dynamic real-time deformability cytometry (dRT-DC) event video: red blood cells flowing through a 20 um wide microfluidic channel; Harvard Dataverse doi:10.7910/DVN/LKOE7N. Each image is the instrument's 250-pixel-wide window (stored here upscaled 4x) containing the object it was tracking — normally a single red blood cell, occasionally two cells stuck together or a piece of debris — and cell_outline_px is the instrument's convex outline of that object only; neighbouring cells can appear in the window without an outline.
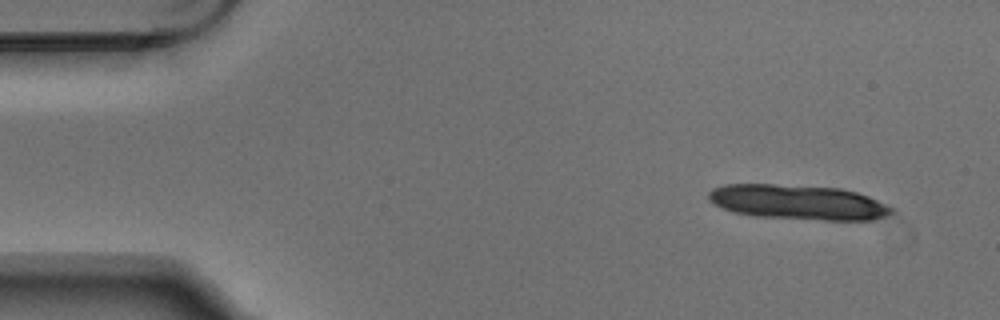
{"species": "Egyptian fruit bat (a non-hibernating species)", "species_latin": "Rousettus aegyptiacus", "temperature_condition": "warm", "stored_images_in_passage": 4, "camera_frame_rate_fps": 3000, "um_per_image_px": 0.085, "animal": {"sex": "male"}, "frame": {"image": 1, "passage_image": 1, "time_ms": 0.0, "image_size_px": [1000, 320], "cell_outline_px": [[896, 212], [888, 216], [872, 220], [824, 220], [756, 216], [732, 212], [708, 200], [708, 192], [712, 188], [724, 184], [772, 184], [840, 188], [856, 192], [868, 196], [896, 208]], "centroid_in_image_um": [67.88, 17.19], "position_along_channel_um": 17.1, "area_um2": 37.34}}